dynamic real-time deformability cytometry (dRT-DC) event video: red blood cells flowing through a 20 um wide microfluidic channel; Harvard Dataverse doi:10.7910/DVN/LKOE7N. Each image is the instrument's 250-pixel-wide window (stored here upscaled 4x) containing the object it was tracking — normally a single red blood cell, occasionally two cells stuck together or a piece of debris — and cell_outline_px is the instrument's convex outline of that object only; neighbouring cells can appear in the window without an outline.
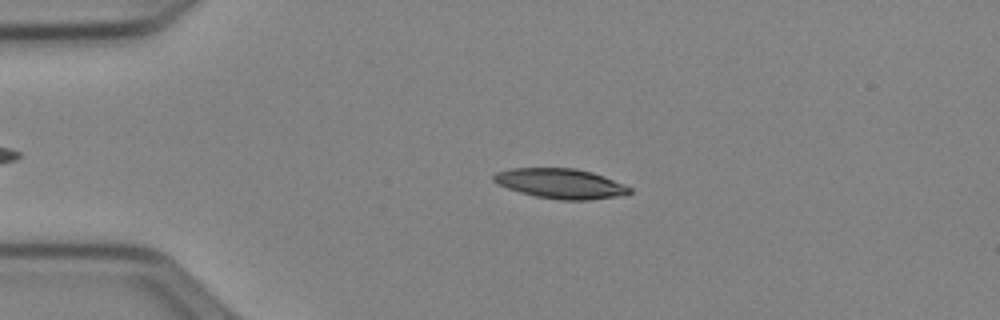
{"species": "Egyptian fruit bat (a non-hibernating species)", "species_latin": "Rousettus aegyptiacus", "temperature_condition": "cold", "stored_images_in_passage": 45, "camera_frame_rate_fps": 3000, "um_per_image_px": 0.085, "animal": {"sex": "female"}, "frame": {"image": 1, "passage_image": 11, "time_ms": 3.333, "image_size_px": [1000, 320], "cell_outline_px": [[632, 192], [624, 196], [588, 200], [560, 200], [536, 196], [520, 192], [508, 188], [492, 180], [492, 176], [496, 172], [512, 168], [576, 168], [592, 172], [604, 176], [624, 184], [632, 188]], "centroid_in_image_um": [47.7, 15.6], "position_along_channel_um": 37.3, "area_um2": 23.81}}
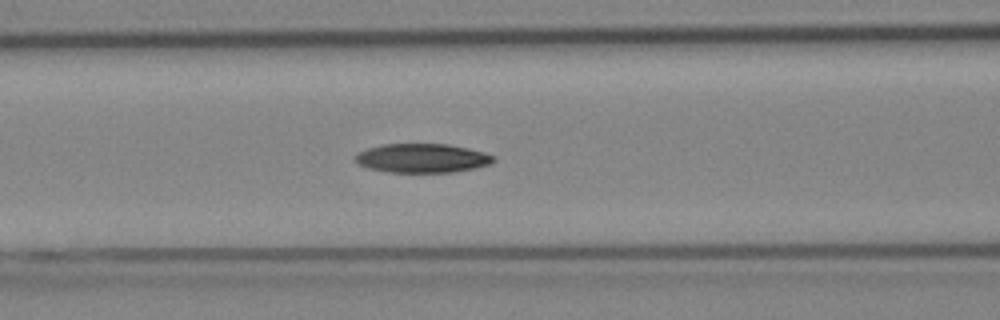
{"frame": {"image": 2, "passage_image": 21, "time_ms": 6.667, "image_size_px": [1000, 320], "cell_outline_px": [[496, 160], [492, 164], [476, 168], [452, 172], [388, 172], [368, 168], [356, 164], [352, 160], [352, 156], [368, 148], [384, 144], [448, 144], [468, 148], [484, 152], [496, 156]], "centroid_in_image_um": [35.88, 13.45], "position_along_channel_um": 130.7, "area_um2": 23.7}}
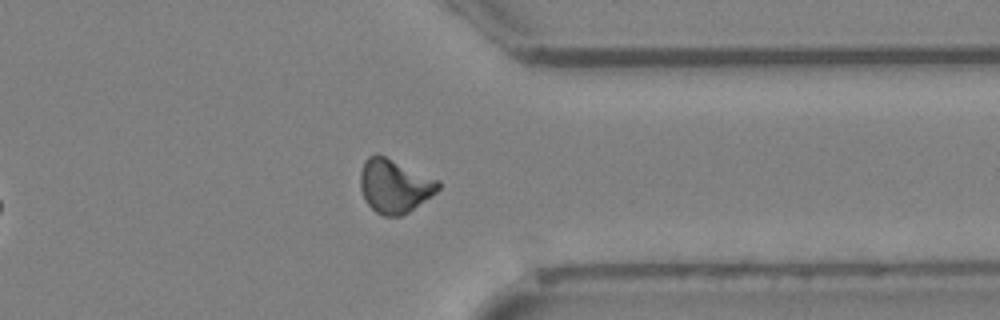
{"frame": {"image": 3, "passage_image": 40, "time_ms": 13.0, "image_size_px": [1000, 320], "cell_outline_px": [[440, 188], [436, 192], [408, 212], [400, 216], [384, 216], [376, 212], [368, 204], [360, 188], [360, 172], [364, 160], [368, 156], [376, 152], [440, 180]], "centroid_in_image_um": [33.52, 15.78], "position_along_channel_um": 377.9, "area_um2": 24.39}, "authors_computed_cell_mechanics": {"area_um2": 23.4668, "velocity_mm_per_s": 3.9599, "shape_relaxation_time_tau1_ms": 6.6207, "shape_relaxation_time_tau2_ms": null, "deformation_change_tau1": 0.1663, "deformation_change_tau2": null}}